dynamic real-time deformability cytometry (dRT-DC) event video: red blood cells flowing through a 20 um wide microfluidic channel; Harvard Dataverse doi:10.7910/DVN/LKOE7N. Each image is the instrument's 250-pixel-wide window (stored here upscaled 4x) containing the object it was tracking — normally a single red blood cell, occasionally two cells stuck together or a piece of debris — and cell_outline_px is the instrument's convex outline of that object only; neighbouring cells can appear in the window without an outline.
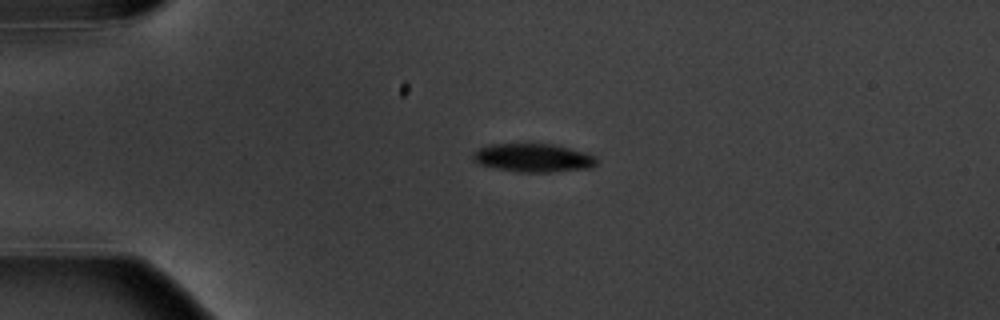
{"species": "common noctule bat (a hibernating species)", "species_latin": "Nyctalus noctula", "temperature_condition": "warm", "stored_images_in_passage": 5, "camera_frame_rate_fps": 3000, "um_per_image_px": 0.085, "animal": {"sex": "male", "body_mass_g": 20.1, "forearm_length_mm": 53.5}, "frame": {"image": 1, "passage_image": 4, "time_ms": 3.333, "image_size_px": [1000, 320], "cell_outline_px": [[596, 164], [592, 168], [544, 172], [516, 172], [496, 168], [480, 164], [472, 160], [472, 152], [476, 148], [488, 144], [524, 140], [556, 144], [584, 152], [596, 156]], "centroid_in_image_um": [45.24, 13.35], "position_along_channel_um": 39.8, "area_um2": 21.62}}